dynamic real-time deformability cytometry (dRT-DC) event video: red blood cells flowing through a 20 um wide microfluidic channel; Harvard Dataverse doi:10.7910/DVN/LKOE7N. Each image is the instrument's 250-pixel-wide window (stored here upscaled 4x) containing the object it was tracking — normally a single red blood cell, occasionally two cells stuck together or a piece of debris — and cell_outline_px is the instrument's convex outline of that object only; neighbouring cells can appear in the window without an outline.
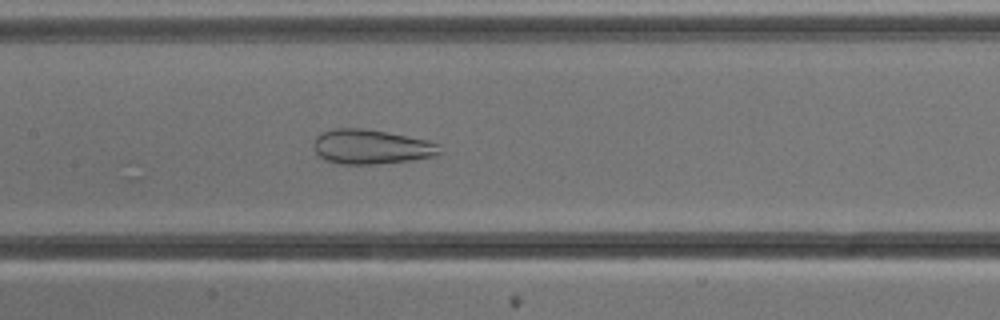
{"species": "common noctule bat (a hibernating species)", "species_latin": "Nyctalus noctula", "temperature_condition": "cold", "stored_images_in_passage": 52, "camera_frame_rate_fps": 3000, "um_per_image_px": 0.085, "animal": {"sex": "male", "body_mass_g": 13.3}, "frame": {"image": 1, "passage_image": 24, "time_ms": 7.667, "image_size_px": [1000, 320], "cell_outline_px": [[444, 152], [436, 156], [412, 160], [376, 164], [340, 164], [324, 160], [316, 152], [312, 144], [316, 136], [324, 132], [336, 128], [364, 128], [428, 140], [440, 144]], "centroid_in_image_um": [31.59, 12.48], "position_along_channel_um": 175.8, "area_um2": 25.61}}
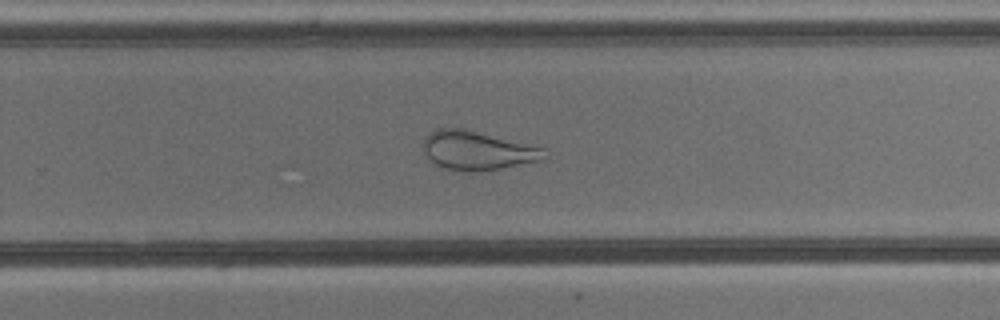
{"frame": {"image": 2, "passage_image": 33, "time_ms": 10.667, "image_size_px": [1000, 320], "cell_outline_px": [[548, 156], [544, 160], [500, 168], [472, 172], [468, 172], [444, 168], [436, 164], [428, 156], [424, 148], [424, 136], [428, 132], [436, 128], [456, 128], [476, 132], [548, 148]], "centroid_in_image_um": [40.63, 12.8], "position_along_channel_um": 289.2, "area_um2": 27.28}}
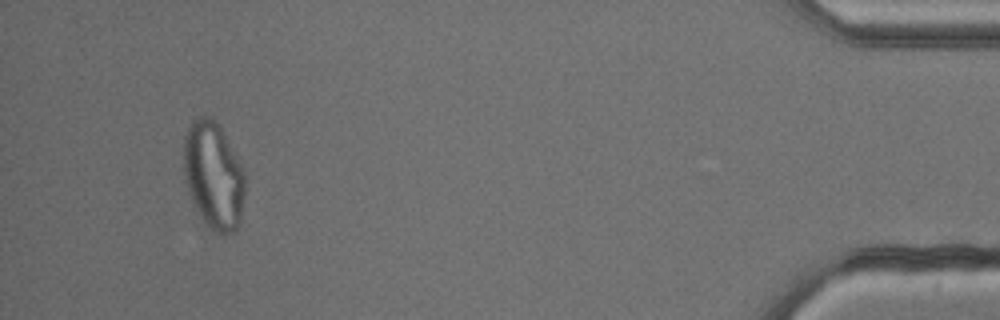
{"frame": {"image": 3, "passage_image": 49, "time_ms": 16.0, "image_size_px": [1000, 320], "cell_outline_px": [[244, 196], [240, 224], [232, 232], [224, 236], [220, 236], [208, 228], [204, 224], [188, 192], [184, 176], [184, 136], [192, 120], [196, 116], [212, 116], [220, 124], [244, 168]], "centroid_in_image_um": [18.16, 14.91], "position_along_channel_um": 417.0, "area_um2": 39.13}}